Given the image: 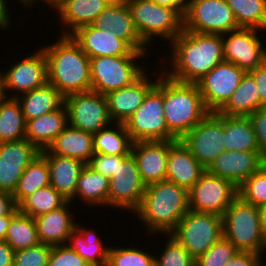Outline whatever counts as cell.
<instances>
[{
    "mask_svg": "<svg viewBox=\"0 0 266 266\" xmlns=\"http://www.w3.org/2000/svg\"><path fill=\"white\" fill-rule=\"evenodd\" d=\"M167 44L171 49L166 47L169 53L165 51L166 55L161 54L164 56L159 58V62L162 61L160 65L163 72L179 82L197 83L217 64L224 61L221 34H201L183 29Z\"/></svg>",
    "mask_w": 266,
    "mask_h": 266,
    "instance_id": "cell-1",
    "label": "cell"
},
{
    "mask_svg": "<svg viewBox=\"0 0 266 266\" xmlns=\"http://www.w3.org/2000/svg\"><path fill=\"white\" fill-rule=\"evenodd\" d=\"M189 210V191L164 180L146 186L141 203L133 215L150 236L153 234L158 238L159 234H170Z\"/></svg>",
    "mask_w": 266,
    "mask_h": 266,
    "instance_id": "cell-2",
    "label": "cell"
},
{
    "mask_svg": "<svg viewBox=\"0 0 266 266\" xmlns=\"http://www.w3.org/2000/svg\"><path fill=\"white\" fill-rule=\"evenodd\" d=\"M40 46L47 60L48 83L64 97L91 91L90 58L71 36Z\"/></svg>",
    "mask_w": 266,
    "mask_h": 266,
    "instance_id": "cell-3",
    "label": "cell"
},
{
    "mask_svg": "<svg viewBox=\"0 0 266 266\" xmlns=\"http://www.w3.org/2000/svg\"><path fill=\"white\" fill-rule=\"evenodd\" d=\"M164 118L168 130L181 140L210 112L197 83H184L163 72Z\"/></svg>",
    "mask_w": 266,
    "mask_h": 266,
    "instance_id": "cell-4",
    "label": "cell"
},
{
    "mask_svg": "<svg viewBox=\"0 0 266 266\" xmlns=\"http://www.w3.org/2000/svg\"><path fill=\"white\" fill-rule=\"evenodd\" d=\"M128 7L149 49L153 42L155 44V38L171 43L183 31V15L175 8L161 6L153 0H129Z\"/></svg>",
    "mask_w": 266,
    "mask_h": 266,
    "instance_id": "cell-5",
    "label": "cell"
},
{
    "mask_svg": "<svg viewBox=\"0 0 266 266\" xmlns=\"http://www.w3.org/2000/svg\"><path fill=\"white\" fill-rule=\"evenodd\" d=\"M158 70L156 85L147 93L143 103L125 123L133 142L178 140L168 130L164 118L163 70L160 63H158Z\"/></svg>",
    "mask_w": 266,
    "mask_h": 266,
    "instance_id": "cell-6",
    "label": "cell"
},
{
    "mask_svg": "<svg viewBox=\"0 0 266 266\" xmlns=\"http://www.w3.org/2000/svg\"><path fill=\"white\" fill-rule=\"evenodd\" d=\"M224 237L238 251L266 254L258 207L238 196L223 215Z\"/></svg>",
    "mask_w": 266,
    "mask_h": 266,
    "instance_id": "cell-7",
    "label": "cell"
},
{
    "mask_svg": "<svg viewBox=\"0 0 266 266\" xmlns=\"http://www.w3.org/2000/svg\"><path fill=\"white\" fill-rule=\"evenodd\" d=\"M146 56L148 57V55H122L90 58L91 91L105 96L109 92L132 84L148 69L142 60V58L147 59Z\"/></svg>",
    "mask_w": 266,
    "mask_h": 266,
    "instance_id": "cell-8",
    "label": "cell"
},
{
    "mask_svg": "<svg viewBox=\"0 0 266 266\" xmlns=\"http://www.w3.org/2000/svg\"><path fill=\"white\" fill-rule=\"evenodd\" d=\"M170 235L196 259L224 236L223 217L189 210Z\"/></svg>",
    "mask_w": 266,
    "mask_h": 266,
    "instance_id": "cell-9",
    "label": "cell"
},
{
    "mask_svg": "<svg viewBox=\"0 0 266 266\" xmlns=\"http://www.w3.org/2000/svg\"><path fill=\"white\" fill-rule=\"evenodd\" d=\"M239 28L226 0H186L183 29L222 35Z\"/></svg>",
    "mask_w": 266,
    "mask_h": 266,
    "instance_id": "cell-10",
    "label": "cell"
},
{
    "mask_svg": "<svg viewBox=\"0 0 266 266\" xmlns=\"http://www.w3.org/2000/svg\"><path fill=\"white\" fill-rule=\"evenodd\" d=\"M238 196V187L233 182L206 170L189 190V208L223 217Z\"/></svg>",
    "mask_w": 266,
    "mask_h": 266,
    "instance_id": "cell-11",
    "label": "cell"
},
{
    "mask_svg": "<svg viewBox=\"0 0 266 266\" xmlns=\"http://www.w3.org/2000/svg\"><path fill=\"white\" fill-rule=\"evenodd\" d=\"M38 49V50H37ZM13 62L3 71L5 97L17 98L48 83L47 60L41 47ZM9 92V93H7Z\"/></svg>",
    "mask_w": 266,
    "mask_h": 266,
    "instance_id": "cell-12",
    "label": "cell"
},
{
    "mask_svg": "<svg viewBox=\"0 0 266 266\" xmlns=\"http://www.w3.org/2000/svg\"><path fill=\"white\" fill-rule=\"evenodd\" d=\"M70 126L89 133H97L113 123L104 95L87 91L64 97Z\"/></svg>",
    "mask_w": 266,
    "mask_h": 266,
    "instance_id": "cell-13",
    "label": "cell"
},
{
    "mask_svg": "<svg viewBox=\"0 0 266 266\" xmlns=\"http://www.w3.org/2000/svg\"><path fill=\"white\" fill-rule=\"evenodd\" d=\"M260 32L239 28L222 34L224 61L237 65L246 73L262 66L266 62V46Z\"/></svg>",
    "mask_w": 266,
    "mask_h": 266,
    "instance_id": "cell-14",
    "label": "cell"
},
{
    "mask_svg": "<svg viewBox=\"0 0 266 266\" xmlns=\"http://www.w3.org/2000/svg\"><path fill=\"white\" fill-rule=\"evenodd\" d=\"M223 115L210 112L181 141L207 169L224 151Z\"/></svg>",
    "mask_w": 266,
    "mask_h": 266,
    "instance_id": "cell-15",
    "label": "cell"
},
{
    "mask_svg": "<svg viewBox=\"0 0 266 266\" xmlns=\"http://www.w3.org/2000/svg\"><path fill=\"white\" fill-rule=\"evenodd\" d=\"M146 185L142 181L137 162L130 154L118 168L109 182L108 207L130 214L139 207Z\"/></svg>",
    "mask_w": 266,
    "mask_h": 266,
    "instance_id": "cell-16",
    "label": "cell"
},
{
    "mask_svg": "<svg viewBox=\"0 0 266 266\" xmlns=\"http://www.w3.org/2000/svg\"><path fill=\"white\" fill-rule=\"evenodd\" d=\"M245 71L223 61L197 82L203 103L209 112H218L240 85Z\"/></svg>",
    "mask_w": 266,
    "mask_h": 266,
    "instance_id": "cell-17",
    "label": "cell"
},
{
    "mask_svg": "<svg viewBox=\"0 0 266 266\" xmlns=\"http://www.w3.org/2000/svg\"><path fill=\"white\" fill-rule=\"evenodd\" d=\"M39 154L26 139L0 142V190L13 195L24 170Z\"/></svg>",
    "mask_w": 266,
    "mask_h": 266,
    "instance_id": "cell-18",
    "label": "cell"
},
{
    "mask_svg": "<svg viewBox=\"0 0 266 266\" xmlns=\"http://www.w3.org/2000/svg\"><path fill=\"white\" fill-rule=\"evenodd\" d=\"M89 58L101 56L149 55V52L135 51L112 30H100L93 25L78 28L70 35Z\"/></svg>",
    "mask_w": 266,
    "mask_h": 266,
    "instance_id": "cell-19",
    "label": "cell"
},
{
    "mask_svg": "<svg viewBox=\"0 0 266 266\" xmlns=\"http://www.w3.org/2000/svg\"><path fill=\"white\" fill-rule=\"evenodd\" d=\"M158 66L154 74H149L146 70L136 81L132 84L120 88L116 91L109 92L105 95L110 116L113 122L126 123L130 117L135 113L138 107L143 103L147 93L156 85L158 80L157 73ZM153 77L151 78V76ZM153 79V80H152Z\"/></svg>",
    "mask_w": 266,
    "mask_h": 266,
    "instance_id": "cell-20",
    "label": "cell"
},
{
    "mask_svg": "<svg viewBox=\"0 0 266 266\" xmlns=\"http://www.w3.org/2000/svg\"><path fill=\"white\" fill-rule=\"evenodd\" d=\"M265 164L266 161L260 152L224 151L206 170L233 182L239 188L247 178L259 171Z\"/></svg>",
    "mask_w": 266,
    "mask_h": 266,
    "instance_id": "cell-21",
    "label": "cell"
},
{
    "mask_svg": "<svg viewBox=\"0 0 266 266\" xmlns=\"http://www.w3.org/2000/svg\"><path fill=\"white\" fill-rule=\"evenodd\" d=\"M175 141L133 142L131 154L146 186L166 180L169 147Z\"/></svg>",
    "mask_w": 266,
    "mask_h": 266,
    "instance_id": "cell-22",
    "label": "cell"
},
{
    "mask_svg": "<svg viewBox=\"0 0 266 266\" xmlns=\"http://www.w3.org/2000/svg\"><path fill=\"white\" fill-rule=\"evenodd\" d=\"M105 8L104 0H62L50 13L56 11L53 15L62 30L59 35L70 36L78 28L92 25Z\"/></svg>",
    "mask_w": 266,
    "mask_h": 266,
    "instance_id": "cell-23",
    "label": "cell"
},
{
    "mask_svg": "<svg viewBox=\"0 0 266 266\" xmlns=\"http://www.w3.org/2000/svg\"><path fill=\"white\" fill-rule=\"evenodd\" d=\"M71 205L73 203L67 201L63 206L34 218L40 243L50 246L67 243L77 224Z\"/></svg>",
    "mask_w": 266,
    "mask_h": 266,
    "instance_id": "cell-24",
    "label": "cell"
},
{
    "mask_svg": "<svg viewBox=\"0 0 266 266\" xmlns=\"http://www.w3.org/2000/svg\"><path fill=\"white\" fill-rule=\"evenodd\" d=\"M206 169L191 154L181 140L169 147L166 180L188 191L200 179Z\"/></svg>",
    "mask_w": 266,
    "mask_h": 266,
    "instance_id": "cell-25",
    "label": "cell"
},
{
    "mask_svg": "<svg viewBox=\"0 0 266 266\" xmlns=\"http://www.w3.org/2000/svg\"><path fill=\"white\" fill-rule=\"evenodd\" d=\"M92 25L100 30H112L116 36L126 41L135 51L150 52L149 46L141 39L135 27L128 6L106 7Z\"/></svg>",
    "mask_w": 266,
    "mask_h": 266,
    "instance_id": "cell-26",
    "label": "cell"
},
{
    "mask_svg": "<svg viewBox=\"0 0 266 266\" xmlns=\"http://www.w3.org/2000/svg\"><path fill=\"white\" fill-rule=\"evenodd\" d=\"M40 153L46 158L50 170V185L65 199L74 198L81 170L86 165L83 161L61 155H52L47 149Z\"/></svg>",
    "mask_w": 266,
    "mask_h": 266,
    "instance_id": "cell-27",
    "label": "cell"
},
{
    "mask_svg": "<svg viewBox=\"0 0 266 266\" xmlns=\"http://www.w3.org/2000/svg\"><path fill=\"white\" fill-rule=\"evenodd\" d=\"M68 125V113L63 105L58 110L26 121L25 139L41 151L47 149Z\"/></svg>",
    "mask_w": 266,
    "mask_h": 266,
    "instance_id": "cell-28",
    "label": "cell"
},
{
    "mask_svg": "<svg viewBox=\"0 0 266 266\" xmlns=\"http://www.w3.org/2000/svg\"><path fill=\"white\" fill-rule=\"evenodd\" d=\"M97 234L93 227L88 230L78 222L66 244L90 266H107L110 245H105L101 235Z\"/></svg>",
    "mask_w": 266,
    "mask_h": 266,
    "instance_id": "cell-29",
    "label": "cell"
},
{
    "mask_svg": "<svg viewBox=\"0 0 266 266\" xmlns=\"http://www.w3.org/2000/svg\"><path fill=\"white\" fill-rule=\"evenodd\" d=\"M47 150L52 155L76 158L87 164L94 154V137L92 133L68 125Z\"/></svg>",
    "mask_w": 266,
    "mask_h": 266,
    "instance_id": "cell-30",
    "label": "cell"
},
{
    "mask_svg": "<svg viewBox=\"0 0 266 266\" xmlns=\"http://www.w3.org/2000/svg\"><path fill=\"white\" fill-rule=\"evenodd\" d=\"M110 179L94 171L87 164L81 170L72 203L77 201L87 207H108ZM77 198V199H76ZM80 199V200H79ZM90 205V206H89Z\"/></svg>",
    "mask_w": 266,
    "mask_h": 266,
    "instance_id": "cell-31",
    "label": "cell"
},
{
    "mask_svg": "<svg viewBox=\"0 0 266 266\" xmlns=\"http://www.w3.org/2000/svg\"><path fill=\"white\" fill-rule=\"evenodd\" d=\"M223 132L226 151L260 152L256 133L249 116L223 115Z\"/></svg>",
    "mask_w": 266,
    "mask_h": 266,
    "instance_id": "cell-32",
    "label": "cell"
},
{
    "mask_svg": "<svg viewBox=\"0 0 266 266\" xmlns=\"http://www.w3.org/2000/svg\"><path fill=\"white\" fill-rule=\"evenodd\" d=\"M26 121L60 109L64 96L51 84L29 91L16 98Z\"/></svg>",
    "mask_w": 266,
    "mask_h": 266,
    "instance_id": "cell-33",
    "label": "cell"
},
{
    "mask_svg": "<svg viewBox=\"0 0 266 266\" xmlns=\"http://www.w3.org/2000/svg\"><path fill=\"white\" fill-rule=\"evenodd\" d=\"M254 78L247 72L228 102L218 111L224 116H249L264 107Z\"/></svg>",
    "mask_w": 266,
    "mask_h": 266,
    "instance_id": "cell-34",
    "label": "cell"
},
{
    "mask_svg": "<svg viewBox=\"0 0 266 266\" xmlns=\"http://www.w3.org/2000/svg\"><path fill=\"white\" fill-rule=\"evenodd\" d=\"M94 137V153L129 156L133 141L124 123L113 122L102 128Z\"/></svg>",
    "mask_w": 266,
    "mask_h": 266,
    "instance_id": "cell-35",
    "label": "cell"
},
{
    "mask_svg": "<svg viewBox=\"0 0 266 266\" xmlns=\"http://www.w3.org/2000/svg\"><path fill=\"white\" fill-rule=\"evenodd\" d=\"M50 185V170L46 158L40 153L24 170L13 194L18 207L39 188Z\"/></svg>",
    "mask_w": 266,
    "mask_h": 266,
    "instance_id": "cell-36",
    "label": "cell"
},
{
    "mask_svg": "<svg viewBox=\"0 0 266 266\" xmlns=\"http://www.w3.org/2000/svg\"><path fill=\"white\" fill-rule=\"evenodd\" d=\"M26 120L16 98L0 101V142L25 139Z\"/></svg>",
    "mask_w": 266,
    "mask_h": 266,
    "instance_id": "cell-37",
    "label": "cell"
},
{
    "mask_svg": "<svg viewBox=\"0 0 266 266\" xmlns=\"http://www.w3.org/2000/svg\"><path fill=\"white\" fill-rule=\"evenodd\" d=\"M5 241L14 251L33 247L40 243L33 217L18 211L12 218Z\"/></svg>",
    "mask_w": 266,
    "mask_h": 266,
    "instance_id": "cell-38",
    "label": "cell"
},
{
    "mask_svg": "<svg viewBox=\"0 0 266 266\" xmlns=\"http://www.w3.org/2000/svg\"><path fill=\"white\" fill-rule=\"evenodd\" d=\"M240 28L265 30L266 0H226Z\"/></svg>",
    "mask_w": 266,
    "mask_h": 266,
    "instance_id": "cell-39",
    "label": "cell"
},
{
    "mask_svg": "<svg viewBox=\"0 0 266 266\" xmlns=\"http://www.w3.org/2000/svg\"><path fill=\"white\" fill-rule=\"evenodd\" d=\"M67 201L55 188L49 185L39 188L28 196L18 206V209L21 213L36 218L63 206Z\"/></svg>",
    "mask_w": 266,
    "mask_h": 266,
    "instance_id": "cell-40",
    "label": "cell"
},
{
    "mask_svg": "<svg viewBox=\"0 0 266 266\" xmlns=\"http://www.w3.org/2000/svg\"><path fill=\"white\" fill-rule=\"evenodd\" d=\"M130 244L126 247L110 245L107 266H155V251L152 254L149 248L133 246L132 241Z\"/></svg>",
    "mask_w": 266,
    "mask_h": 266,
    "instance_id": "cell-41",
    "label": "cell"
},
{
    "mask_svg": "<svg viewBox=\"0 0 266 266\" xmlns=\"http://www.w3.org/2000/svg\"><path fill=\"white\" fill-rule=\"evenodd\" d=\"M162 236L166 237L163 239L165 245L161 243L163 249L159 247L161 251L155 252V266H195V258L173 236Z\"/></svg>",
    "mask_w": 266,
    "mask_h": 266,
    "instance_id": "cell-42",
    "label": "cell"
},
{
    "mask_svg": "<svg viewBox=\"0 0 266 266\" xmlns=\"http://www.w3.org/2000/svg\"><path fill=\"white\" fill-rule=\"evenodd\" d=\"M238 195L256 207L266 205V164L240 185Z\"/></svg>",
    "mask_w": 266,
    "mask_h": 266,
    "instance_id": "cell-43",
    "label": "cell"
},
{
    "mask_svg": "<svg viewBox=\"0 0 266 266\" xmlns=\"http://www.w3.org/2000/svg\"><path fill=\"white\" fill-rule=\"evenodd\" d=\"M237 252V248L223 236L195 259V266H225Z\"/></svg>",
    "mask_w": 266,
    "mask_h": 266,
    "instance_id": "cell-44",
    "label": "cell"
},
{
    "mask_svg": "<svg viewBox=\"0 0 266 266\" xmlns=\"http://www.w3.org/2000/svg\"><path fill=\"white\" fill-rule=\"evenodd\" d=\"M52 246L39 243L14 252L13 266H47Z\"/></svg>",
    "mask_w": 266,
    "mask_h": 266,
    "instance_id": "cell-45",
    "label": "cell"
},
{
    "mask_svg": "<svg viewBox=\"0 0 266 266\" xmlns=\"http://www.w3.org/2000/svg\"><path fill=\"white\" fill-rule=\"evenodd\" d=\"M47 266H90L67 244L52 246Z\"/></svg>",
    "mask_w": 266,
    "mask_h": 266,
    "instance_id": "cell-46",
    "label": "cell"
},
{
    "mask_svg": "<svg viewBox=\"0 0 266 266\" xmlns=\"http://www.w3.org/2000/svg\"><path fill=\"white\" fill-rule=\"evenodd\" d=\"M127 157L94 153L87 165L94 171L111 179L118 168V164H121Z\"/></svg>",
    "mask_w": 266,
    "mask_h": 266,
    "instance_id": "cell-47",
    "label": "cell"
},
{
    "mask_svg": "<svg viewBox=\"0 0 266 266\" xmlns=\"http://www.w3.org/2000/svg\"><path fill=\"white\" fill-rule=\"evenodd\" d=\"M252 121L262 158L266 161V106L249 115Z\"/></svg>",
    "mask_w": 266,
    "mask_h": 266,
    "instance_id": "cell-48",
    "label": "cell"
},
{
    "mask_svg": "<svg viewBox=\"0 0 266 266\" xmlns=\"http://www.w3.org/2000/svg\"><path fill=\"white\" fill-rule=\"evenodd\" d=\"M263 258L266 259V255L238 251L225 266H265Z\"/></svg>",
    "mask_w": 266,
    "mask_h": 266,
    "instance_id": "cell-49",
    "label": "cell"
},
{
    "mask_svg": "<svg viewBox=\"0 0 266 266\" xmlns=\"http://www.w3.org/2000/svg\"><path fill=\"white\" fill-rule=\"evenodd\" d=\"M253 78L258 88L261 103L266 106V62L254 70L248 72Z\"/></svg>",
    "mask_w": 266,
    "mask_h": 266,
    "instance_id": "cell-50",
    "label": "cell"
},
{
    "mask_svg": "<svg viewBox=\"0 0 266 266\" xmlns=\"http://www.w3.org/2000/svg\"><path fill=\"white\" fill-rule=\"evenodd\" d=\"M18 211L13 195L0 190V216L15 215Z\"/></svg>",
    "mask_w": 266,
    "mask_h": 266,
    "instance_id": "cell-51",
    "label": "cell"
},
{
    "mask_svg": "<svg viewBox=\"0 0 266 266\" xmlns=\"http://www.w3.org/2000/svg\"><path fill=\"white\" fill-rule=\"evenodd\" d=\"M14 252L6 241H0V266H13Z\"/></svg>",
    "mask_w": 266,
    "mask_h": 266,
    "instance_id": "cell-52",
    "label": "cell"
},
{
    "mask_svg": "<svg viewBox=\"0 0 266 266\" xmlns=\"http://www.w3.org/2000/svg\"><path fill=\"white\" fill-rule=\"evenodd\" d=\"M8 1L0 0V30H7L12 25L11 11L8 8ZM10 11V12H9Z\"/></svg>",
    "mask_w": 266,
    "mask_h": 266,
    "instance_id": "cell-53",
    "label": "cell"
},
{
    "mask_svg": "<svg viewBox=\"0 0 266 266\" xmlns=\"http://www.w3.org/2000/svg\"><path fill=\"white\" fill-rule=\"evenodd\" d=\"M157 4L165 7L177 9L182 15L185 13L186 0H153Z\"/></svg>",
    "mask_w": 266,
    "mask_h": 266,
    "instance_id": "cell-54",
    "label": "cell"
},
{
    "mask_svg": "<svg viewBox=\"0 0 266 266\" xmlns=\"http://www.w3.org/2000/svg\"><path fill=\"white\" fill-rule=\"evenodd\" d=\"M38 1H40L39 3H44L45 4V6H46V4H47V6H49V7H47L46 6V9H47V11L48 10H52L58 3H60L62 0H26L24 3H23V7L22 8H24V9H26V10H29V9H33V8H35V6H37L39 3H37ZM37 3V4H36ZM34 4H35V6H34ZM33 7V8H32Z\"/></svg>",
    "mask_w": 266,
    "mask_h": 266,
    "instance_id": "cell-55",
    "label": "cell"
},
{
    "mask_svg": "<svg viewBox=\"0 0 266 266\" xmlns=\"http://www.w3.org/2000/svg\"><path fill=\"white\" fill-rule=\"evenodd\" d=\"M14 215H3L0 216V241H5L8 227L11 222V218Z\"/></svg>",
    "mask_w": 266,
    "mask_h": 266,
    "instance_id": "cell-56",
    "label": "cell"
},
{
    "mask_svg": "<svg viewBox=\"0 0 266 266\" xmlns=\"http://www.w3.org/2000/svg\"><path fill=\"white\" fill-rule=\"evenodd\" d=\"M259 216H260V224L262 230V237L266 247V205H262L258 207Z\"/></svg>",
    "mask_w": 266,
    "mask_h": 266,
    "instance_id": "cell-57",
    "label": "cell"
},
{
    "mask_svg": "<svg viewBox=\"0 0 266 266\" xmlns=\"http://www.w3.org/2000/svg\"><path fill=\"white\" fill-rule=\"evenodd\" d=\"M106 7L120 8L128 6L129 0H104Z\"/></svg>",
    "mask_w": 266,
    "mask_h": 266,
    "instance_id": "cell-58",
    "label": "cell"
},
{
    "mask_svg": "<svg viewBox=\"0 0 266 266\" xmlns=\"http://www.w3.org/2000/svg\"><path fill=\"white\" fill-rule=\"evenodd\" d=\"M3 69L0 68V101L5 98L3 89Z\"/></svg>",
    "mask_w": 266,
    "mask_h": 266,
    "instance_id": "cell-59",
    "label": "cell"
},
{
    "mask_svg": "<svg viewBox=\"0 0 266 266\" xmlns=\"http://www.w3.org/2000/svg\"><path fill=\"white\" fill-rule=\"evenodd\" d=\"M17 1H18V3H19L20 5L23 6V3H24L26 0H17Z\"/></svg>",
    "mask_w": 266,
    "mask_h": 266,
    "instance_id": "cell-60",
    "label": "cell"
}]
</instances>
